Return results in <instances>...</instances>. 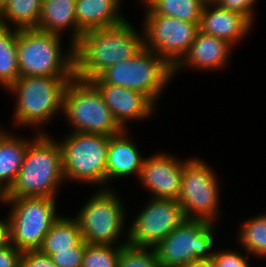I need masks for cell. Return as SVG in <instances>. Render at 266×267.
Here are the masks:
<instances>
[{
	"instance_id": "6da1fadb",
	"label": "cell",
	"mask_w": 266,
	"mask_h": 267,
	"mask_svg": "<svg viewBox=\"0 0 266 267\" xmlns=\"http://www.w3.org/2000/svg\"><path fill=\"white\" fill-rule=\"evenodd\" d=\"M144 48L143 30L127 19L119 25L84 32L74 45L75 77L90 81L114 64L133 58Z\"/></svg>"
},
{
	"instance_id": "7a4b0ae2",
	"label": "cell",
	"mask_w": 266,
	"mask_h": 267,
	"mask_svg": "<svg viewBox=\"0 0 266 267\" xmlns=\"http://www.w3.org/2000/svg\"><path fill=\"white\" fill-rule=\"evenodd\" d=\"M31 139L21 169L7 190V197L55 198L58 186L65 180L60 145L42 131Z\"/></svg>"
},
{
	"instance_id": "3957f363",
	"label": "cell",
	"mask_w": 266,
	"mask_h": 267,
	"mask_svg": "<svg viewBox=\"0 0 266 267\" xmlns=\"http://www.w3.org/2000/svg\"><path fill=\"white\" fill-rule=\"evenodd\" d=\"M75 76H22L7 89L15 94V126L42 127L63 111V95ZM42 125V126H41Z\"/></svg>"
},
{
	"instance_id": "277c9868",
	"label": "cell",
	"mask_w": 266,
	"mask_h": 267,
	"mask_svg": "<svg viewBox=\"0 0 266 267\" xmlns=\"http://www.w3.org/2000/svg\"><path fill=\"white\" fill-rule=\"evenodd\" d=\"M62 37L36 28L17 29L19 75L75 76L74 45L62 50Z\"/></svg>"
},
{
	"instance_id": "5b68a950",
	"label": "cell",
	"mask_w": 266,
	"mask_h": 267,
	"mask_svg": "<svg viewBox=\"0 0 266 267\" xmlns=\"http://www.w3.org/2000/svg\"><path fill=\"white\" fill-rule=\"evenodd\" d=\"M172 78L173 67L156 52L142 48L133 58L112 65L90 82L142 92L157 106Z\"/></svg>"
},
{
	"instance_id": "8992f818",
	"label": "cell",
	"mask_w": 266,
	"mask_h": 267,
	"mask_svg": "<svg viewBox=\"0 0 266 267\" xmlns=\"http://www.w3.org/2000/svg\"><path fill=\"white\" fill-rule=\"evenodd\" d=\"M63 116L70 132L116 135L124 129L117 123L98 89L90 82L71 79L63 95Z\"/></svg>"
},
{
	"instance_id": "52a82bcc",
	"label": "cell",
	"mask_w": 266,
	"mask_h": 267,
	"mask_svg": "<svg viewBox=\"0 0 266 267\" xmlns=\"http://www.w3.org/2000/svg\"><path fill=\"white\" fill-rule=\"evenodd\" d=\"M62 151L65 181L106 186V162L109 136L69 132L58 141Z\"/></svg>"
},
{
	"instance_id": "ba28073f",
	"label": "cell",
	"mask_w": 266,
	"mask_h": 267,
	"mask_svg": "<svg viewBox=\"0 0 266 267\" xmlns=\"http://www.w3.org/2000/svg\"><path fill=\"white\" fill-rule=\"evenodd\" d=\"M104 187L87 199L85 205L74 216L78 222L82 239L91 245L121 246L128 244L127 238L121 240L124 233L125 207L113 188ZM94 195V196H93ZM118 241V245L116 242Z\"/></svg>"
},
{
	"instance_id": "9c48e42d",
	"label": "cell",
	"mask_w": 266,
	"mask_h": 267,
	"mask_svg": "<svg viewBox=\"0 0 266 267\" xmlns=\"http://www.w3.org/2000/svg\"><path fill=\"white\" fill-rule=\"evenodd\" d=\"M10 215V243L23 251L37 250L53 223L60 217L57 214L56 199L48 197H7ZM59 215V216H58Z\"/></svg>"
},
{
	"instance_id": "30bf717a",
	"label": "cell",
	"mask_w": 266,
	"mask_h": 267,
	"mask_svg": "<svg viewBox=\"0 0 266 267\" xmlns=\"http://www.w3.org/2000/svg\"><path fill=\"white\" fill-rule=\"evenodd\" d=\"M215 225L204 220H185L154 248L162 267H186L197 261H211Z\"/></svg>"
},
{
	"instance_id": "8fae6325",
	"label": "cell",
	"mask_w": 266,
	"mask_h": 267,
	"mask_svg": "<svg viewBox=\"0 0 266 267\" xmlns=\"http://www.w3.org/2000/svg\"><path fill=\"white\" fill-rule=\"evenodd\" d=\"M216 175L214 169L201 159L191 157L185 160L178 201L187 219L216 222L221 212Z\"/></svg>"
},
{
	"instance_id": "7c38bea8",
	"label": "cell",
	"mask_w": 266,
	"mask_h": 267,
	"mask_svg": "<svg viewBox=\"0 0 266 267\" xmlns=\"http://www.w3.org/2000/svg\"><path fill=\"white\" fill-rule=\"evenodd\" d=\"M145 11L144 27L142 26L144 48L156 52L174 68L196 39L200 23L156 15L147 7Z\"/></svg>"
},
{
	"instance_id": "4fadbf2b",
	"label": "cell",
	"mask_w": 266,
	"mask_h": 267,
	"mask_svg": "<svg viewBox=\"0 0 266 267\" xmlns=\"http://www.w3.org/2000/svg\"><path fill=\"white\" fill-rule=\"evenodd\" d=\"M133 220L126 232L128 244L155 248L187 218L178 200L151 197Z\"/></svg>"
},
{
	"instance_id": "5bb4252c",
	"label": "cell",
	"mask_w": 266,
	"mask_h": 267,
	"mask_svg": "<svg viewBox=\"0 0 266 267\" xmlns=\"http://www.w3.org/2000/svg\"><path fill=\"white\" fill-rule=\"evenodd\" d=\"M185 161L167 152L155 153L143 161L139 181L150 198L178 200Z\"/></svg>"
},
{
	"instance_id": "9a60e30c",
	"label": "cell",
	"mask_w": 266,
	"mask_h": 267,
	"mask_svg": "<svg viewBox=\"0 0 266 267\" xmlns=\"http://www.w3.org/2000/svg\"><path fill=\"white\" fill-rule=\"evenodd\" d=\"M109 107L117 123L127 129L128 121L149 118L156 105L142 92L111 84H93Z\"/></svg>"
},
{
	"instance_id": "2e32d148",
	"label": "cell",
	"mask_w": 266,
	"mask_h": 267,
	"mask_svg": "<svg viewBox=\"0 0 266 267\" xmlns=\"http://www.w3.org/2000/svg\"><path fill=\"white\" fill-rule=\"evenodd\" d=\"M254 26V23L245 15L219 7L214 2H206L201 18L200 31L216 38L223 39L234 45L244 40Z\"/></svg>"
},
{
	"instance_id": "e0dca14e",
	"label": "cell",
	"mask_w": 266,
	"mask_h": 267,
	"mask_svg": "<svg viewBox=\"0 0 266 267\" xmlns=\"http://www.w3.org/2000/svg\"><path fill=\"white\" fill-rule=\"evenodd\" d=\"M233 46L223 39L198 31L187 54L173 68V75L180 69L210 70L222 69L230 60ZM186 67V68H185Z\"/></svg>"
},
{
	"instance_id": "ac0fdd59",
	"label": "cell",
	"mask_w": 266,
	"mask_h": 267,
	"mask_svg": "<svg viewBox=\"0 0 266 267\" xmlns=\"http://www.w3.org/2000/svg\"><path fill=\"white\" fill-rule=\"evenodd\" d=\"M127 131L129 130L124 129L116 135L109 136L106 185L113 179L129 175H136L139 179L145 157H142L137 145L128 137Z\"/></svg>"
},
{
	"instance_id": "d6986e66",
	"label": "cell",
	"mask_w": 266,
	"mask_h": 267,
	"mask_svg": "<svg viewBox=\"0 0 266 267\" xmlns=\"http://www.w3.org/2000/svg\"><path fill=\"white\" fill-rule=\"evenodd\" d=\"M121 1L123 0H76L78 30L83 34L88 30L112 27L124 22L126 18L120 12Z\"/></svg>"
},
{
	"instance_id": "ffe728a7",
	"label": "cell",
	"mask_w": 266,
	"mask_h": 267,
	"mask_svg": "<svg viewBox=\"0 0 266 267\" xmlns=\"http://www.w3.org/2000/svg\"><path fill=\"white\" fill-rule=\"evenodd\" d=\"M75 2L76 0H43L36 29L57 35L72 29L69 41L75 45L82 35L78 30Z\"/></svg>"
},
{
	"instance_id": "44dd1931",
	"label": "cell",
	"mask_w": 266,
	"mask_h": 267,
	"mask_svg": "<svg viewBox=\"0 0 266 267\" xmlns=\"http://www.w3.org/2000/svg\"><path fill=\"white\" fill-rule=\"evenodd\" d=\"M1 129V128H0ZM31 139L0 130V183L8 190L21 169Z\"/></svg>"
},
{
	"instance_id": "7402d4cb",
	"label": "cell",
	"mask_w": 266,
	"mask_h": 267,
	"mask_svg": "<svg viewBox=\"0 0 266 267\" xmlns=\"http://www.w3.org/2000/svg\"><path fill=\"white\" fill-rule=\"evenodd\" d=\"M81 240L76 219L60 215L45 235L39 250L50 256L57 250H72Z\"/></svg>"
},
{
	"instance_id": "603a6c76",
	"label": "cell",
	"mask_w": 266,
	"mask_h": 267,
	"mask_svg": "<svg viewBox=\"0 0 266 267\" xmlns=\"http://www.w3.org/2000/svg\"><path fill=\"white\" fill-rule=\"evenodd\" d=\"M42 2L43 0H7L0 10V25L12 26L18 30L36 28Z\"/></svg>"
},
{
	"instance_id": "cb8c5ba5",
	"label": "cell",
	"mask_w": 266,
	"mask_h": 267,
	"mask_svg": "<svg viewBox=\"0 0 266 267\" xmlns=\"http://www.w3.org/2000/svg\"><path fill=\"white\" fill-rule=\"evenodd\" d=\"M19 77L17 29L0 25V85L7 90Z\"/></svg>"
},
{
	"instance_id": "d4e9b609",
	"label": "cell",
	"mask_w": 266,
	"mask_h": 267,
	"mask_svg": "<svg viewBox=\"0 0 266 267\" xmlns=\"http://www.w3.org/2000/svg\"><path fill=\"white\" fill-rule=\"evenodd\" d=\"M153 14L200 23L204 0H140Z\"/></svg>"
},
{
	"instance_id": "484cf974",
	"label": "cell",
	"mask_w": 266,
	"mask_h": 267,
	"mask_svg": "<svg viewBox=\"0 0 266 267\" xmlns=\"http://www.w3.org/2000/svg\"><path fill=\"white\" fill-rule=\"evenodd\" d=\"M240 228L238 242L245 254L266 259V213L247 219Z\"/></svg>"
},
{
	"instance_id": "4316f807",
	"label": "cell",
	"mask_w": 266,
	"mask_h": 267,
	"mask_svg": "<svg viewBox=\"0 0 266 267\" xmlns=\"http://www.w3.org/2000/svg\"><path fill=\"white\" fill-rule=\"evenodd\" d=\"M123 245L86 244L81 267H119Z\"/></svg>"
},
{
	"instance_id": "83f0119b",
	"label": "cell",
	"mask_w": 266,
	"mask_h": 267,
	"mask_svg": "<svg viewBox=\"0 0 266 267\" xmlns=\"http://www.w3.org/2000/svg\"><path fill=\"white\" fill-rule=\"evenodd\" d=\"M119 267H162L154 248L123 245Z\"/></svg>"
},
{
	"instance_id": "f1b7e54d",
	"label": "cell",
	"mask_w": 266,
	"mask_h": 267,
	"mask_svg": "<svg viewBox=\"0 0 266 267\" xmlns=\"http://www.w3.org/2000/svg\"><path fill=\"white\" fill-rule=\"evenodd\" d=\"M86 244L82 239L72 250H57L50 258L58 267H81Z\"/></svg>"
},
{
	"instance_id": "f546056e",
	"label": "cell",
	"mask_w": 266,
	"mask_h": 267,
	"mask_svg": "<svg viewBox=\"0 0 266 267\" xmlns=\"http://www.w3.org/2000/svg\"><path fill=\"white\" fill-rule=\"evenodd\" d=\"M216 252V253H215ZM212 257V263L215 267H251L246 259L249 255H242L241 252L233 250H221L217 252L215 250Z\"/></svg>"
},
{
	"instance_id": "4dcf8cb0",
	"label": "cell",
	"mask_w": 266,
	"mask_h": 267,
	"mask_svg": "<svg viewBox=\"0 0 266 267\" xmlns=\"http://www.w3.org/2000/svg\"><path fill=\"white\" fill-rule=\"evenodd\" d=\"M258 0H215L219 7L229 11L238 12L247 16L253 23L255 18L254 5Z\"/></svg>"
},
{
	"instance_id": "1f68e13d",
	"label": "cell",
	"mask_w": 266,
	"mask_h": 267,
	"mask_svg": "<svg viewBox=\"0 0 266 267\" xmlns=\"http://www.w3.org/2000/svg\"><path fill=\"white\" fill-rule=\"evenodd\" d=\"M22 267H58L49 255L37 250L22 252Z\"/></svg>"
},
{
	"instance_id": "d6a6232c",
	"label": "cell",
	"mask_w": 266,
	"mask_h": 267,
	"mask_svg": "<svg viewBox=\"0 0 266 267\" xmlns=\"http://www.w3.org/2000/svg\"><path fill=\"white\" fill-rule=\"evenodd\" d=\"M0 267H22V251L11 243L0 249Z\"/></svg>"
},
{
	"instance_id": "836d02e7",
	"label": "cell",
	"mask_w": 266,
	"mask_h": 267,
	"mask_svg": "<svg viewBox=\"0 0 266 267\" xmlns=\"http://www.w3.org/2000/svg\"><path fill=\"white\" fill-rule=\"evenodd\" d=\"M10 243L9 235V221L8 218L1 220L0 218V249L7 246Z\"/></svg>"
},
{
	"instance_id": "e575fe53",
	"label": "cell",
	"mask_w": 266,
	"mask_h": 267,
	"mask_svg": "<svg viewBox=\"0 0 266 267\" xmlns=\"http://www.w3.org/2000/svg\"><path fill=\"white\" fill-rule=\"evenodd\" d=\"M186 267H215L212 261H197L191 264H188Z\"/></svg>"
},
{
	"instance_id": "d590c367",
	"label": "cell",
	"mask_w": 266,
	"mask_h": 267,
	"mask_svg": "<svg viewBox=\"0 0 266 267\" xmlns=\"http://www.w3.org/2000/svg\"><path fill=\"white\" fill-rule=\"evenodd\" d=\"M7 189L0 183V202L7 204Z\"/></svg>"
},
{
	"instance_id": "8d00e7d4",
	"label": "cell",
	"mask_w": 266,
	"mask_h": 267,
	"mask_svg": "<svg viewBox=\"0 0 266 267\" xmlns=\"http://www.w3.org/2000/svg\"><path fill=\"white\" fill-rule=\"evenodd\" d=\"M7 0H0V10L6 4Z\"/></svg>"
},
{
	"instance_id": "74e56055",
	"label": "cell",
	"mask_w": 266,
	"mask_h": 267,
	"mask_svg": "<svg viewBox=\"0 0 266 267\" xmlns=\"http://www.w3.org/2000/svg\"><path fill=\"white\" fill-rule=\"evenodd\" d=\"M205 2H214L215 0H204Z\"/></svg>"
}]
</instances>
